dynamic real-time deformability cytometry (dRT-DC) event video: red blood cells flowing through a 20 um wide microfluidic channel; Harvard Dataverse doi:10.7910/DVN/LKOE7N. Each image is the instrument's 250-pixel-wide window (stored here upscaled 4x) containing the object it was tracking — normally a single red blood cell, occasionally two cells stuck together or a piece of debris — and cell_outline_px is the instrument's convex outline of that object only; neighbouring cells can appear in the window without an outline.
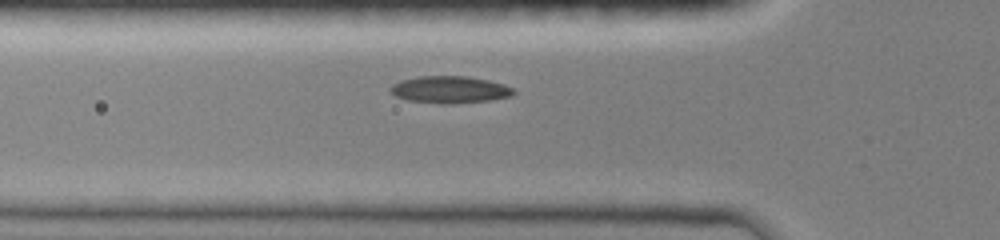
{"species": "common noctule bat (a hibernating species)", "species_latin": "Nyctalus noctula", "temperature_condition": "room temperature", "stored_images_in_passage": 28, "camera_frame_rate_fps": 3000, "um_per_image_px": 0.085, "animal": {"sex": "female", "body_mass_g": 19.0, "forearm_length_mm": 51.5}, "frame": {"image": 1, "passage_image": 2, "time_ms": 0.333, "image_size_px": [1000, 240], "cell_outline_px": [[516, 92], [512, 96], [492, 100], [452, 104], [440, 104], [408, 100], [396, 96], [388, 88], [392, 84], [400, 80], [416, 76], [468, 76], [488, 80], [504, 84], [512, 88]], "centroid_in_image_um": [38.23, 7.62], "position_along_channel_um": 87.6, "area_um2": 19.65}}
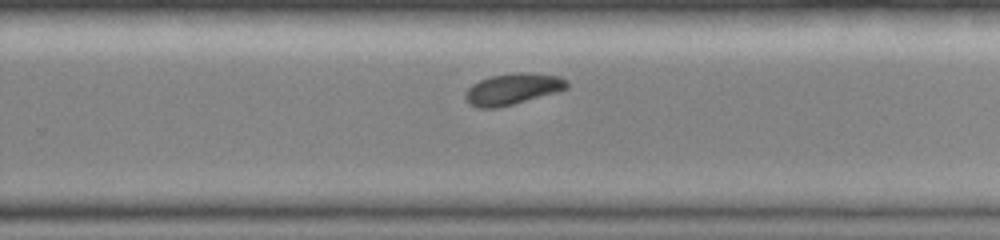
{"frame": {"image": 2, "passage_image": 17, "time_ms": 5.333, "image_size_px": [1000, 240], "cell_outline_px": [[568, 88], [560, 92], [496, 108], [476, 108], [468, 104], [464, 96], [464, 92], [472, 84], [480, 80], [492, 76], [512, 72], [528, 72], [560, 76], [568, 80]], "centroid_in_image_um": [43.59, 7.56], "position_along_channel_um": 286.2, "area_um2": 18.84}}
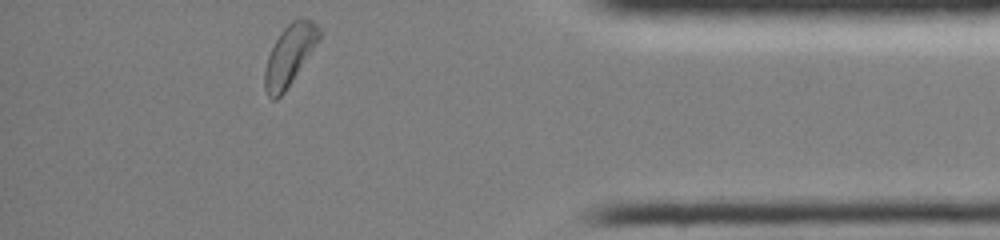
{"frame": {"image": 3, "passage_image": 28, "time_ms": 9.0, "image_size_px": [1000, 240], "cell_outline_px": [[320, 36], [292, 80], [284, 92], [276, 100], [272, 100], [268, 96], [264, 88], [264, 72], [268, 56], [280, 32], [292, 20], [300, 16], [312, 20], [320, 28]], "centroid_in_image_um": [24.58, 4.66], "position_along_channel_um": 410.6, "area_um2": 18.73}}